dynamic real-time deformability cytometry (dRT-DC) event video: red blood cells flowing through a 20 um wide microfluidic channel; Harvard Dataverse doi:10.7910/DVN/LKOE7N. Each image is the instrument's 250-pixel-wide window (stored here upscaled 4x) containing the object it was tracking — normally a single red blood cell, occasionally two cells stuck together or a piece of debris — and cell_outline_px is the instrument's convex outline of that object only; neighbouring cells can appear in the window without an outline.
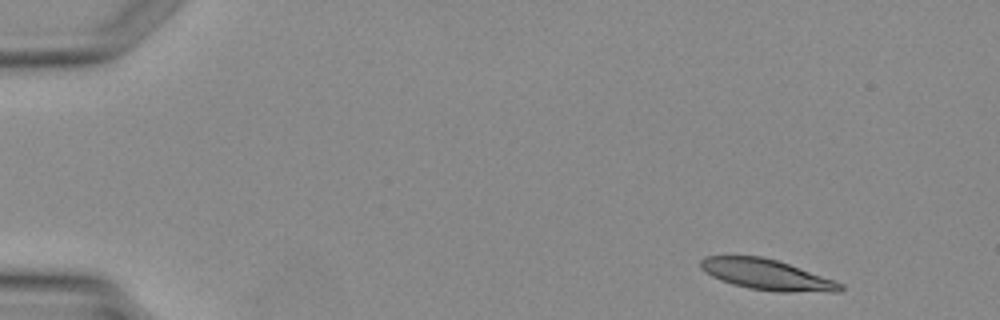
{"species": "Egyptian fruit bat (a non-hibernating species)", "species_latin": "Rousettus aegyptiacus", "temperature_condition": "warm", "stored_images_in_passage": 4, "segment_of_instrument_passage": [2, 2], "camera_frame_rate_fps": 3000, "um_per_image_px": 0.085, "animal": {"sex": "female"}, "frame": {"image": 1, "passage_image": 4, "time_ms": 3.667, "image_size_px": [1000, 320], "cell_outline_px": [[844, 288], [840, 292], [780, 292], [748, 288], [732, 284], [720, 280], [712, 276], [700, 268], [700, 260], [704, 256], [760, 256], [776, 260], [788, 264], [844, 284]], "centroid_in_image_um": [65.16, 23.35], "position_along_channel_um": 19.8, "area_um2": 24.74}}